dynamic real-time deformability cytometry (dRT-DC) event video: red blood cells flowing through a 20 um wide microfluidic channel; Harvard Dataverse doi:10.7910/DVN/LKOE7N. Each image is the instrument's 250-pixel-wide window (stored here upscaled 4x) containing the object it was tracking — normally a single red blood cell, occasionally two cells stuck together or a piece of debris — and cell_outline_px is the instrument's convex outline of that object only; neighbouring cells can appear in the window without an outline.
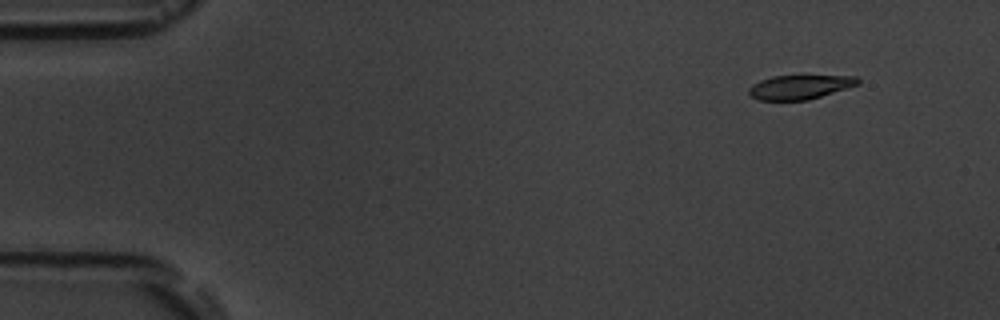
{"species": "common noctule bat (a hibernating species)", "species_latin": "Nyctalus noctula", "temperature_condition": "room temperature", "stored_images_in_passage": 4, "camera_frame_rate_fps": 3000, "um_per_image_px": 0.085, "animal": {"sex": "male", "body_mass_g": 19.5, "forearm_length_mm": 54.6}, "frame": {"image": 1, "passage_image": 1, "time_ms": 0.0, "image_size_px": [1000, 320], "cell_outline_px": [[860, 84], [808, 100], [760, 100], [752, 96], [748, 92], [748, 88], [752, 84], [760, 80], [772, 76], [800, 72], [856, 76], [860, 80]], "centroid_in_image_um": [68.04, 7.32], "position_along_channel_um": 17.0, "area_um2": 16.47}}